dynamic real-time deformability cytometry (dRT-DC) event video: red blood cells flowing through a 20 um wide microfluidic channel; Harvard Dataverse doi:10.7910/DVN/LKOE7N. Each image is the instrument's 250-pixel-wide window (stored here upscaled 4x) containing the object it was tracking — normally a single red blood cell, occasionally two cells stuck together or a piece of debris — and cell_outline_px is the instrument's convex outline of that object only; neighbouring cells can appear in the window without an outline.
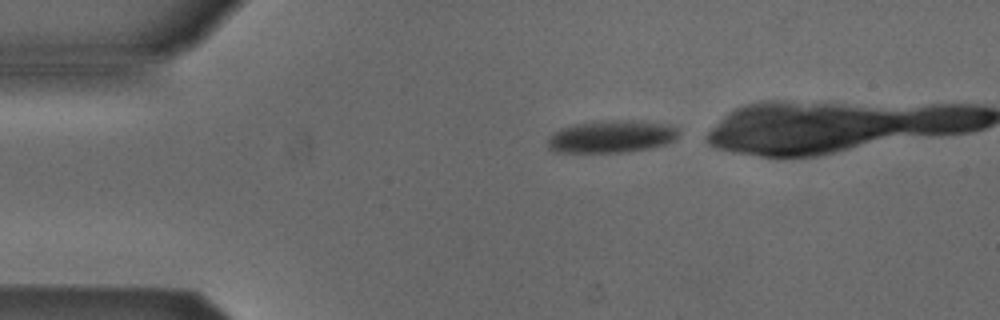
{"species": "Egyptian fruit bat (a non-hibernating species)", "species_latin": "Rousettus aegyptiacus", "temperature_condition": "cold", "stored_images_in_passage": 35, "camera_frame_rate_fps": 3000, "um_per_image_px": 0.085, "animal": {"sex": "male"}, "frame": {"image": 1, "passage_image": 1, "time_ms": 0.0, "image_size_px": [1000, 320], "cell_outline_px": [[680, 136], [676, 140], [652, 148], [628, 152], [556, 152], [548, 148], [548, 136], [552, 132], [560, 128], [576, 124], [600, 120], [644, 120], [676, 124], [680, 132]], "centroid_in_image_um": [52.07, 11.58], "position_along_channel_um": 32.9, "area_um2": 25.55}}
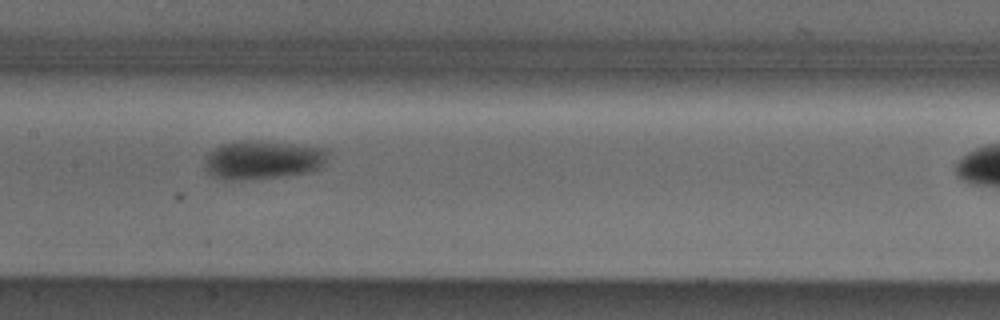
{"frame": {"image": 2, "passage_image": 16, "time_ms": 5.0, "image_size_px": [1000, 320], "cell_outline_px": [[328, 152], [324, 164], [320, 168], [304, 172], [280, 176], [232, 180], [224, 180], [212, 176], [204, 168], [204, 164], [208, 152], [220, 144], [236, 140], [248, 140], [328, 148]], "centroid_in_image_um": [22.27, 13.57], "position_along_channel_um": 185.1, "area_um2": 27.51}}
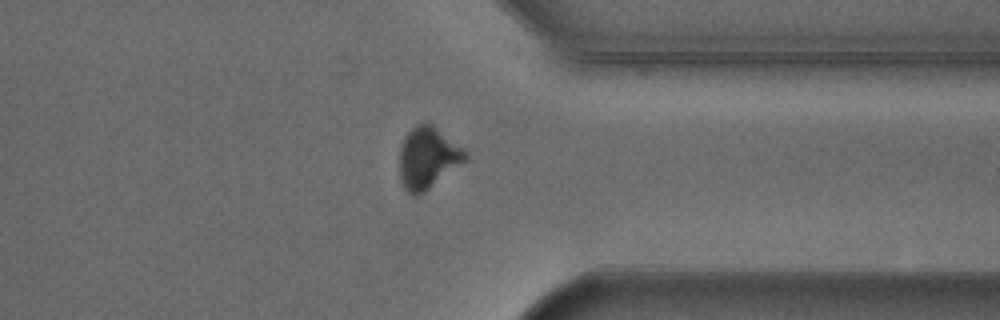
{"frame": {"image": 3, "passage_image": 31, "time_ms": 10.0, "image_size_px": [1000, 320], "cell_outline_px": [[468, 160], [424, 192], [416, 196], [412, 196], [404, 188], [400, 176], [400, 148], [404, 136], [416, 124], [432, 124], [464, 148], [468, 152]], "centroid_in_image_um": [36.39, 13.42], "position_along_channel_um": 375.0, "area_um2": 23.7}, "authors_computed_cell_mechanics": {"area_um2": 26.877, "velocity_mm_per_s": 3.9011, "shape_relaxation_time_tau1_ms": 4.1681, "shape_relaxation_time_tau2_ms": null, "deformation_change_tau1": 0.0849, "deformation_change_tau2": null}}